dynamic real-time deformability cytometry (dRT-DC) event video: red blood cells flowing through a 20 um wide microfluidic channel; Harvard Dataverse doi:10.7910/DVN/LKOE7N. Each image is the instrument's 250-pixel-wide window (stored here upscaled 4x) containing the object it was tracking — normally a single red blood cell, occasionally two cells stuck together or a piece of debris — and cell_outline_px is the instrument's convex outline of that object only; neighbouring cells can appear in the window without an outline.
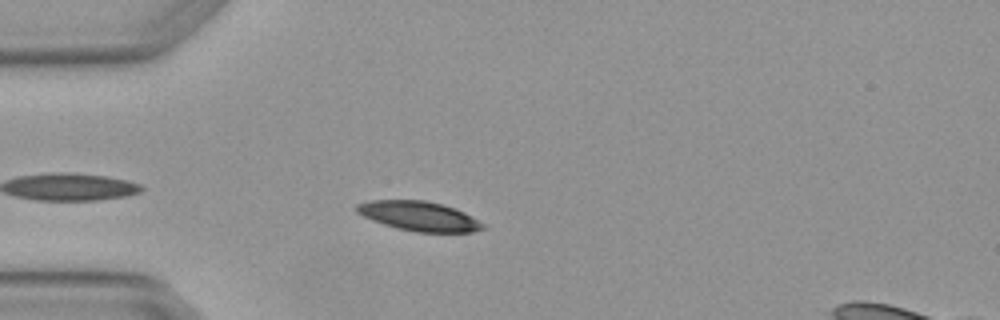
{"species": "Egyptian fruit bat (a non-hibernating species)", "species_latin": "Rousettus aegyptiacus", "temperature_condition": "warm", "stored_images_in_passage": 1, "camera_frame_rate_fps": 3000, "um_per_image_px": 0.085, "animal": {"sex": "female"}, "frame": {"image": 1, "passage_image": 1, "time_ms": 0.0, "image_size_px": [1000, 320], "cell_outline_px": [[488, 228], [472, 232], [416, 232], [384, 224], [364, 216], [356, 212], [356, 204], [368, 200], [424, 200], [456, 208], [472, 216], [484, 224]], "centroid_in_image_um": [35.65, 18.36], "position_along_channel_um": 49.3, "area_um2": 21.62}}